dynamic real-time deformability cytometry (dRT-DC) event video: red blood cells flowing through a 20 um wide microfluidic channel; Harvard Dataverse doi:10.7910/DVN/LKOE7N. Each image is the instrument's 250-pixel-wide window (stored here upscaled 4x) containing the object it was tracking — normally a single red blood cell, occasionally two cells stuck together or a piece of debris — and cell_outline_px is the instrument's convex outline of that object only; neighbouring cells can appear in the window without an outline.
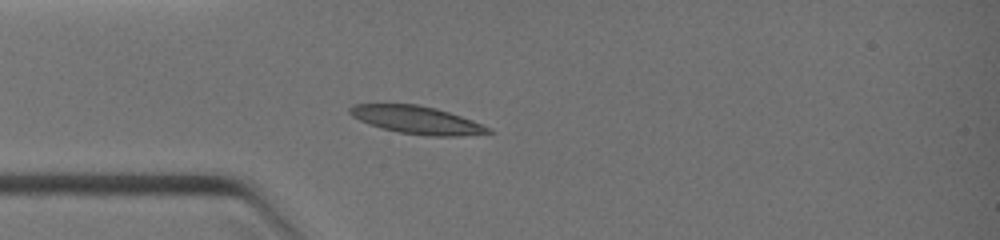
{"species": "common noctule bat (a hibernating species)", "species_latin": "Nyctalus noctula", "temperature_condition": "warm", "stored_images_in_passage": 4, "camera_frame_rate_fps": 3000, "um_per_image_px": 0.085, "animal": {"sex": "female", "body_mass_g": 19.0, "forearm_length_mm": 51.5}, "frame": {"image": 1, "passage_image": 4, "time_ms": 2.0, "image_size_px": [1000, 240], "cell_outline_px": [[492, 132], [460, 136], [428, 136], [400, 132], [380, 128], [368, 124], [352, 116], [348, 112], [348, 108], [352, 104], [416, 104], [436, 108], [472, 120], [492, 128]], "centroid_in_image_um": [35.41, 10.19], "position_along_channel_um": 49.6, "area_um2": 22.37}}